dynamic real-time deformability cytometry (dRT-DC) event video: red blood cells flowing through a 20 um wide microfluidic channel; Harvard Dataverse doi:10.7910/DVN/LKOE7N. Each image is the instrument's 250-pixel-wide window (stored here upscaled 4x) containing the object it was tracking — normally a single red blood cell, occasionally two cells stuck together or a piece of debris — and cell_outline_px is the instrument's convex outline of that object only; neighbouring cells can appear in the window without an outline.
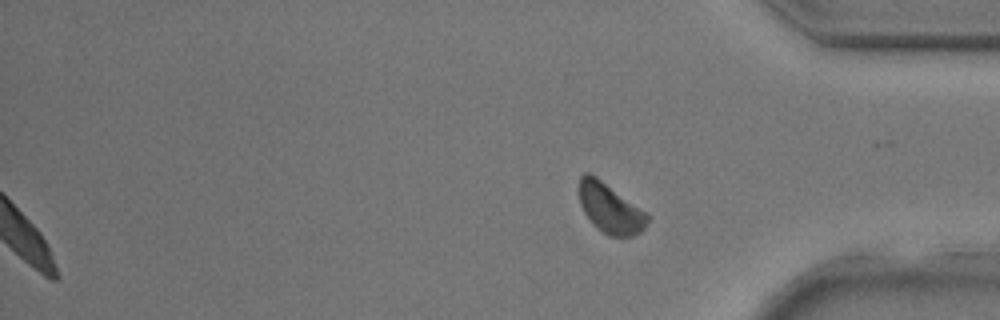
{"species": "common noctule bat (a hibernating species)", "species_latin": "Nyctalus noctula", "temperature_condition": "room temperature", "stored_images_in_passage": 30, "segment_of_instrument_passage": [2, 2], "camera_frame_rate_fps": 3000, "um_per_image_px": 0.085, "animal": {"sex": "male", "body_mass_g": 17.9, "forearm_length_mm": 54.2}, "frame": {"image": 1, "passage_image": 30, "time_ms": 9.667, "image_size_px": [1000, 320], "cell_outline_px": [[652, 216], [644, 228], [640, 232], [632, 236], [608, 236], [596, 228], [592, 224], [584, 212], [580, 204], [580, 176], [584, 172], [588, 172], [596, 176], [648, 212]], "centroid_in_image_um": [51.9, 17.71], "position_along_channel_um": 383.3, "area_um2": 20.06}}